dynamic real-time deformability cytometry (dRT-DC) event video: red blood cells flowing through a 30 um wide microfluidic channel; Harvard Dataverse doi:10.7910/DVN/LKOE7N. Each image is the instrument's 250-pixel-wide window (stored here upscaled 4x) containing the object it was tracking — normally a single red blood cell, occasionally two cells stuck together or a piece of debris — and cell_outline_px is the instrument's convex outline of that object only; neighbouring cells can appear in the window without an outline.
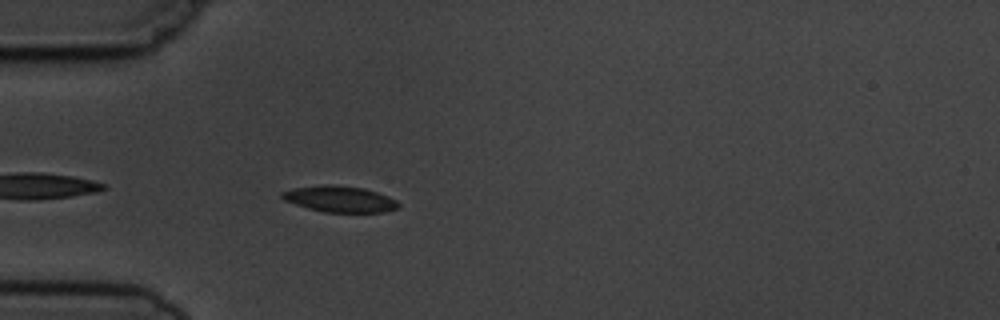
{"species": "common noctule bat (a hibernating species)", "species_latin": "Nyctalus noctula", "temperature_condition": "cold", "stored_images_in_passage": 5, "camera_frame_rate_fps": 3000, "um_per_image_px": 0.085, "animal": {"sex": "male", "body_mass_g": 19.5, "forearm_length_mm": 54.6}, "frame": {"image": 1, "passage_image": 5, "time_ms": 4.667, "image_size_px": [1000, 320], "cell_outline_px": [[400, 208], [384, 212], [324, 212], [308, 208], [284, 200], [280, 196], [280, 192], [296, 188], [324, 184], [332, 184], [364, 188], [388, 196], [396, 200], [400, 204]], "centroid_in_image_um": [28.9, 16.92], "position_along_channel_um": 56.1, "area_um2": 17.74}}